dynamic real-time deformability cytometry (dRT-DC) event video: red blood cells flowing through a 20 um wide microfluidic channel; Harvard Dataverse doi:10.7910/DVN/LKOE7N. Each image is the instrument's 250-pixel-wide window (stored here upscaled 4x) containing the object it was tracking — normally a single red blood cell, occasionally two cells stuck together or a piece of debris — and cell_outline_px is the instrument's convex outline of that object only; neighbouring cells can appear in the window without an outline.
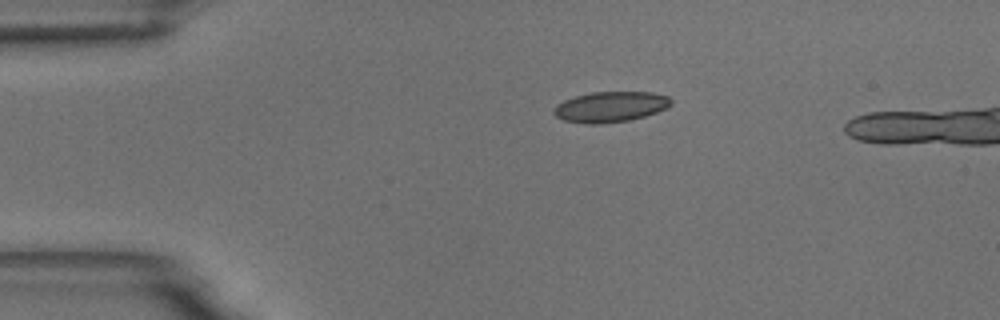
{"species": "common noctule bat (a hibernating species)", "species_latin": "Nyctalus noctula", "temperature_condition": "room temperature", "stored_images_in_passage": 37, "camera_frame_rate_fps": 3000, "um_per_image_px": 0.085, "animal": {"sex": "male", "body_mass_g": 18.8}, "frame": {"image": 1, "passage_image": 1, "time_ms": 0.0, "image_size_px": [1000, 320], "cell_outline_px": [[672, 104], [656, 112], [644, 116], [628, 120], [600, 124], [584, 124], [564, 120], [556, 116], [552, 112], [556, 104], [564, 100], [576, 96], [592, 92], [652, 92], [668, 96], [672, 100]], "centroid_in_image_um": [51.86, 9.08], "position_along_channel_um": 33.1, "area_um2": 20.81}}
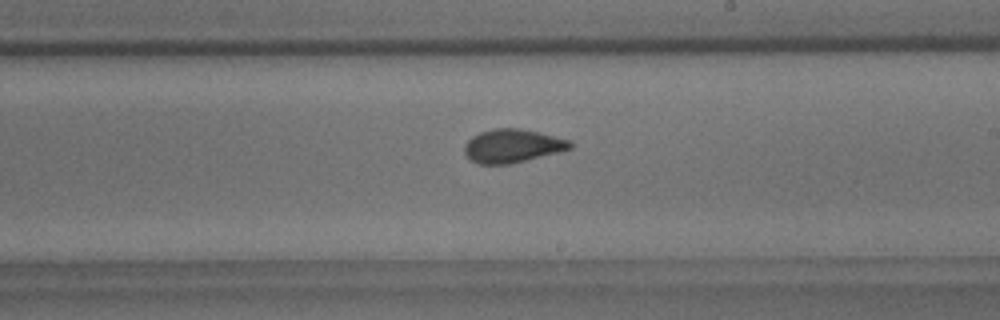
{"frame": {"image": 2, "passage_image": 22, "time_ms": 7.0, "image_size_px": [1000, 320], "cell_outline_px": [[572, 148], [560, 152], [512, 164], [476, 164], [468, 160], [464, 152], [464, 144], [472, 136], [480, 132], [492, 128], [520, 128], [568, 140], [572, 144]], "centroid_in_image_um": [43.49, 12.42], "position_along_channel_um": 245.5, "area_um2": 20.75}}
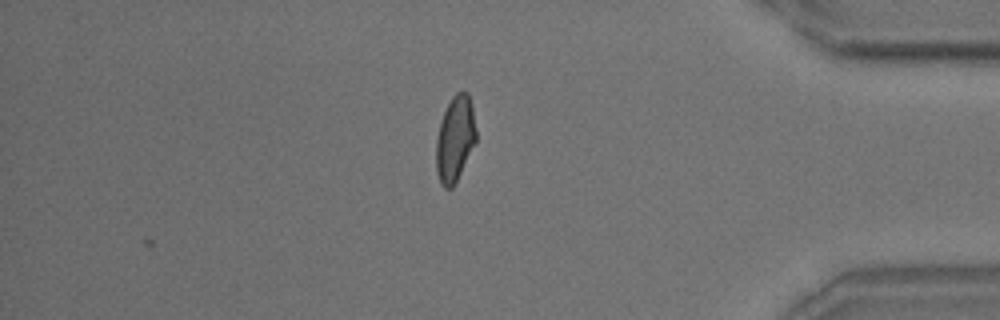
{"frame": {"image": 3, "passage_image": 37, "time_ms": 12.0, "image_size_px": [1000, 320], "cell_outline_px": [[476, 144], [452, 188], [444, 188], [440, 184], [436, 172], [436, 140], [440, 120], [452, 96], [456, 92], [468, 92], [472, 104], [476, 132]], "centroid_in_image_um": [38.68, 11.81], "position_along_channel_um": 396.5, "area_um2": 20.11}, "authors_computed_cell_mechanics": {"area_um2": 20.23, "velocity_mm_per_s": 3.6394, "shape_relaxation_time_tau1_ms": 4.4762, "shape_relaxation_time_tau2_ms": 1.2631, "deformation_change_tau1": 0.1307, "deformation_change_tau2": 0.0691}}